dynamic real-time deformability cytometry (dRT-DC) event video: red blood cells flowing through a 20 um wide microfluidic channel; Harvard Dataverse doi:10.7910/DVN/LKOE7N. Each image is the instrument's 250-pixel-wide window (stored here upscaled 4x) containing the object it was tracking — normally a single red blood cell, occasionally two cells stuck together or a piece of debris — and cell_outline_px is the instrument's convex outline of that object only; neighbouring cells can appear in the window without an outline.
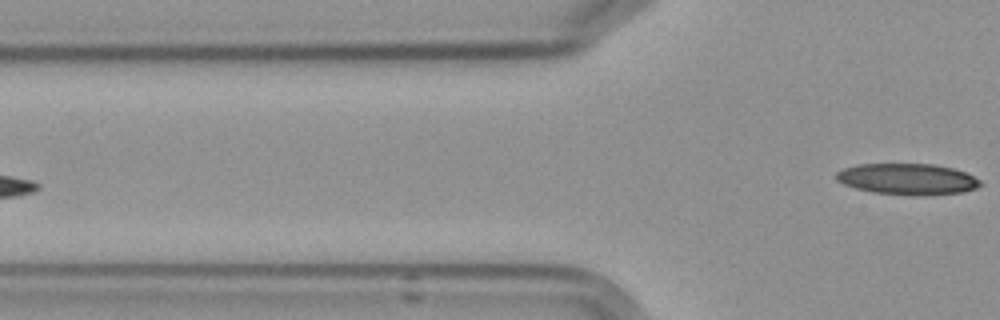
{"species": "Egyptian fruit bat (a non-hibernating species)", "species_latin": "Rousettus aegyptiacus", "temperature_condition": "cold", "stored_images_in_passage": 5, "segment_of_instrument_passage": [2, 2], "camera_frame_rate_fps": 3000, "um_per_image_px": 0.085, "frame": {"image": 1, "passage_image": 5, "time_ms": 4.333, "image_size_px": [1000, 320], "cell_outline_px": [[984, 184], [976, 188], [964, 192], [924, 196], [912, 196], [872, 192], [856, 188], [844, 184], [836, 180], [836, 172], [844, 168], [856, 164], [932, 164], [952, 168], [964, 172], [980, 180]], "centroid_in_image_um": [77.14, 15.23], "position_along_channel_um": 48.7, "area_um2": 26.36}}